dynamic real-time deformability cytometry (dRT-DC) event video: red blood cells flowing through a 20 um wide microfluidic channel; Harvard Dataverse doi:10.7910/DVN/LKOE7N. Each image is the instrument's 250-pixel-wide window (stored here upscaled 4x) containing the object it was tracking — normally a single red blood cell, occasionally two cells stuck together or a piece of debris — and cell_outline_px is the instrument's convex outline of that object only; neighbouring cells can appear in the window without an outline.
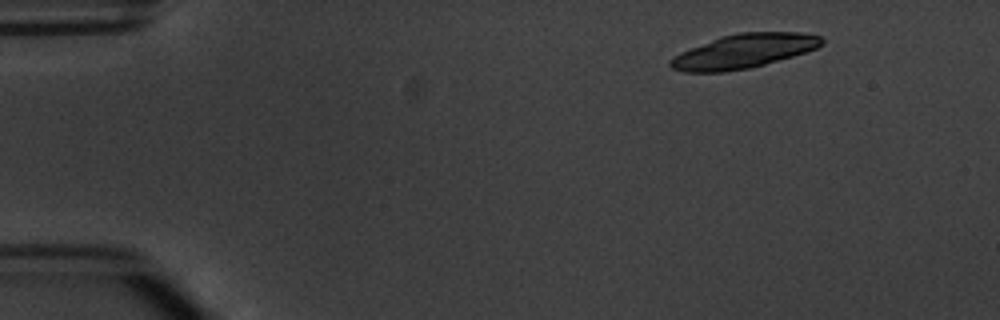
{"species": "common noctule bat (a hibernating species)", "species_latin": "Nyctalus noctula", "temperature_condition": "warm", "stored_images_in_passage": 7, "camera_frame_rate_fps": 3000, "um_per_image_px": 0.085, "animal": {"sex": "male", "body_mass_g": 20.1, "forearm_length_mm": 53.5}, "frame": {"image": 1, "passage_image": 1, "time_ms": 0.0, "image_size_px": [1000, 320], "cell_outline_px": [[824, 44], [816, 48], [792, 56], [764, 64], [748, 68], [724, 72], [684, 72], [672, 68], [668, 64], [668, 60], [680, 52], [712, 40], [724, 36], [740, 32], [804, 32], [820, 36], [824, 40]], "centroid_in_image_um": [63.22, 4.35], "position_along_channel_um": 21.8, "area_um2": 29.82}}
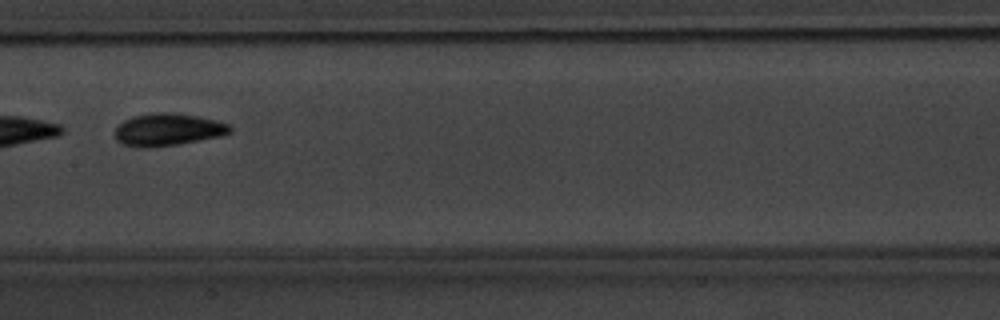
{"frame": {"image": 2, "passage_image": 7, "time_ms": 7.0, "image_size_px": [1000, 320], "cell_outline_px": [[232, 132], [220, 136], [180, 144], [148, 148], [140, 148], [120, 144], [116, 140], [116, 128], [124, 120], [132, 116], [156, 112], [172, 112], [200, 116], [232, 124]], "centroid_in_image_um": [14.29, 11.02], "position_along_channel_um": 193.1, "area_um2": 22.08}}